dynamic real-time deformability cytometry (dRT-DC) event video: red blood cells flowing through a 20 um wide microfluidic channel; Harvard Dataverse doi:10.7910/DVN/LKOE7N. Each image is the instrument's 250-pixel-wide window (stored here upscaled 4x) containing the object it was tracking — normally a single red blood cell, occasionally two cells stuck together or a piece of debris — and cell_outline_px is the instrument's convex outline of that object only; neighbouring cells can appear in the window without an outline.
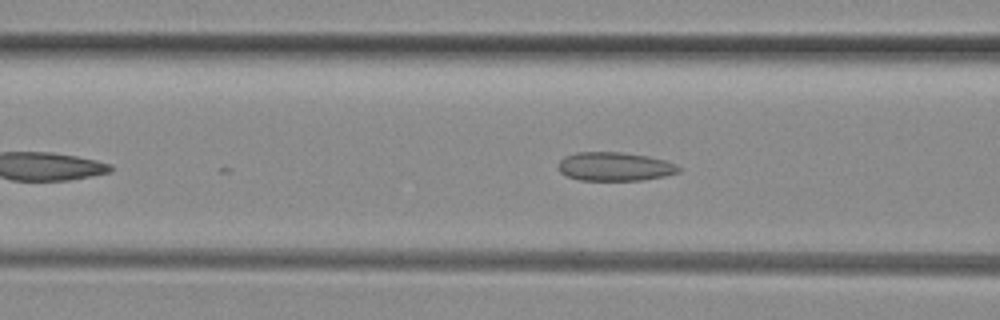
{"species": "common noctule bat (a hibernating species)", "species_latin": "Nyctalus noctula", "temperature_condition": "room temperature", "stored_images_in_passage": 9, "camera_frame_rate_fps": 3000, "um_per_image_px": 0.085, "animal": {"sex": "female", "body_mass_g": 29.2, "forearm_length_mm": 56.3}, "frame": {"image": 1, "passage_image": 7, "time_ms": 2.0, "image_size_px": [1000, 320], "cell_outline_px": [[680, 172], [664, 176], [640, 180], [580, 180], [568, 176], [560, 172], [556, 168], [556, 164], [564, 156], [576, 152], [620, 152], [648, 156], [664, 160], [676, 164], [680, 168]], "centroid_in_image_um": [52.21, 14.15], "position_along_channel_um": 114.4, "area_um2": 20.23}}